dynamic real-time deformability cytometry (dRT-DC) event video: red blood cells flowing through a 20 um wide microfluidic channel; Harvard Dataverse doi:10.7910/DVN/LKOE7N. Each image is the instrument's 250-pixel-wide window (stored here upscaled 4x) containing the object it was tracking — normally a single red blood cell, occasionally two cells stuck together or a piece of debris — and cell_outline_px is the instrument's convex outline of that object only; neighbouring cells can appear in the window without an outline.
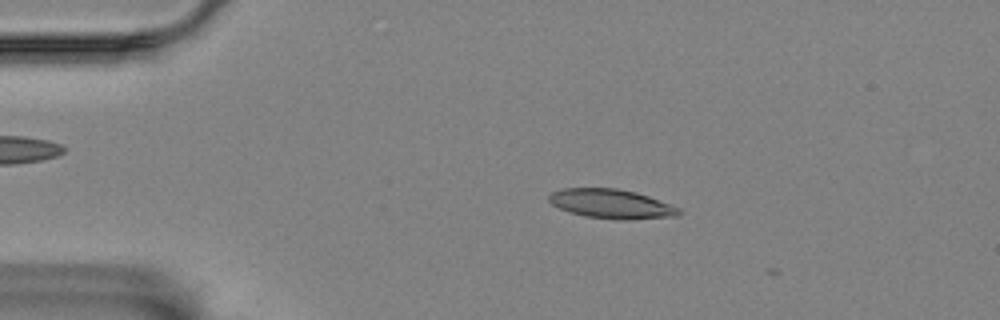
{"species": "Egyptian fruit bat (a non-hibernating species)", "species_latin": "Rousettus aegyptiacus", "temperature_condition": "room temperature", "stored_images_in_passage": 58, "camera_frame_rate_fps": 3000, "um_per_image_px": 0.085, "animal": {"sex": "female"}, "frame": {"image": 1, "passage_image": 12, "time_ms": 3.667, "image_size_px": [1000, 320], "cell_outline_px": [[664, 212], [656, 216], [592, 216], [576, 212], [564, 208], [556, 204], [560, 192], [572, 188], [608, 188], [632, 192], [644, 196], [660, 204]], "centroid_in_image_um": [51.67, 17.23], "position_along_channel_um": 33.3, "area_um2": 17.11}}
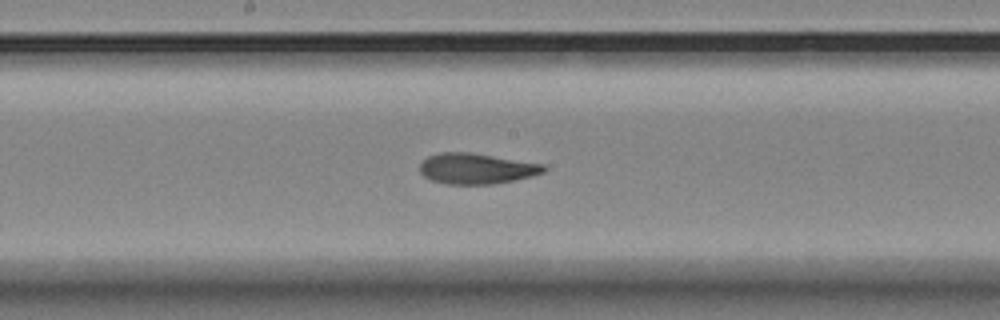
{"frame": {"image": 2, "passage_image": 31, "time_ms": 10.0, "image_size_px": [1000, 320], "cell_outline_px": [[544, 168], [540, 172], [504, 180], [440, 180], [428, 176], [424, 172], [424, 164], [428, 160], [436, 156], [484, 156], [532, 164]], "centroid_in_image_um": [40.53, 14.31], "position_along_channel_um": 207.7, "area_um2": 16.59}}
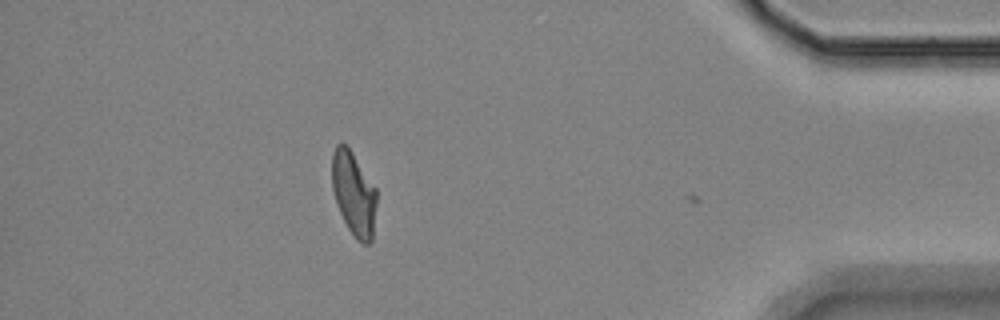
{"frame": {"image": 3, "passage_image": 52, "time_ms": 17.0, "image_size_px": [1000, 320], "cell_outline_px": [[376, 196], [372, 232], [368, 240], [360, 240], [352, 232], [340, 208], [336, 196], [332, 180], [332, 160], [336, 148], [340, 144], [344, 144], [348, 148], [376, 192]], "centroid_in_image_um": [30.05, 16.39], "position_along_channel_um": 405.2, "area_um2": 19.42}, "authors_computed_cell_mechanics": {"area_um2": 17.7446, "velocity_mm_per_s": 3.4409, "shape_relaxation_time_tau1_ms": null, "shape_relaxation_time_tau2_ms": 5.2801, "deformation_change_tau1": null, "deformation_change_tau2": 0.119}}